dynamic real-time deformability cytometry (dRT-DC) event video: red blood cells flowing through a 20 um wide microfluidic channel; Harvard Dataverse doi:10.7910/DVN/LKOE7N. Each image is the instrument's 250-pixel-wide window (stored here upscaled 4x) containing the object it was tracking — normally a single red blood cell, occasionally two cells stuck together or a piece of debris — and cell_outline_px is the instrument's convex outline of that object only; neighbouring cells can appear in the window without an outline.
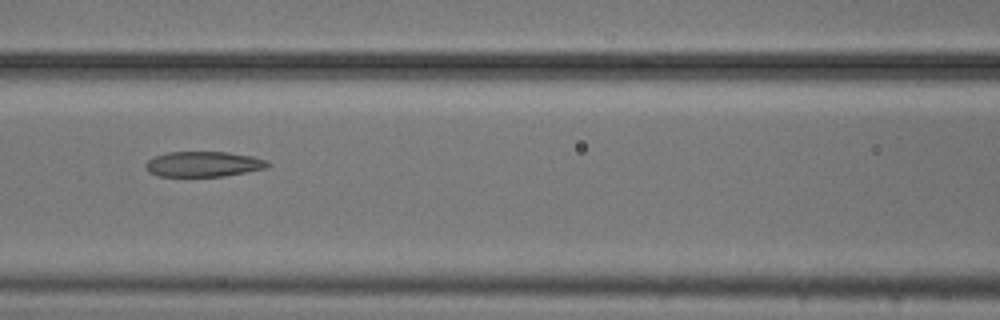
{"species": "common noctule bat (a hibernating species)", "species_latin": "Nyctalus noctula", "temperature_condition": "cold", "stored_images_in_passage": 6, "camera_frame_rate_fps": 3000, "um_per_image_px": 0.085, "animal": {"sex": "male", "body_mass_g": 20.5, "forearm_length_mm": 52.5}, "frame": {"image": 1, "passage_image": 4, "time_ms": 1.0, "image_size_px": [1000, 320], "cell_outline_px": [[272, 164], [268, 168], [224, 176], [156, 176], [148, 172], [144, 164], [152, 156], [168, 152], [228, 152], [252, 156], [268, 160]], "centroid_in_image_um": [17.3, 13.94], "position_along_channel_um": 149.3, "area_um2": 18.26}}
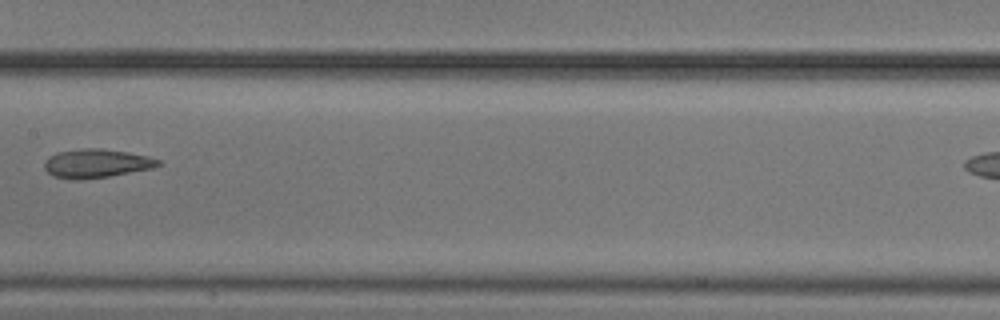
{"frame": {"image": 2, "passage_image": 5, "time_ms": 1.333, "image_size_px": [1000, 320], "cell_outline_px": [[164, 164], [152, 168], [108, 176], [80, 180], [76, 180], [52, 176], [44, 168], [44, 164], [48, 156], [56, 152], [80, 148], [100, 148], [128, 152], [148, 156], [160, 160]], "centroid_in_image_um": [8.18, 13.88], "position_along_channel_um": 199.2, "area_um2": 19.19}}